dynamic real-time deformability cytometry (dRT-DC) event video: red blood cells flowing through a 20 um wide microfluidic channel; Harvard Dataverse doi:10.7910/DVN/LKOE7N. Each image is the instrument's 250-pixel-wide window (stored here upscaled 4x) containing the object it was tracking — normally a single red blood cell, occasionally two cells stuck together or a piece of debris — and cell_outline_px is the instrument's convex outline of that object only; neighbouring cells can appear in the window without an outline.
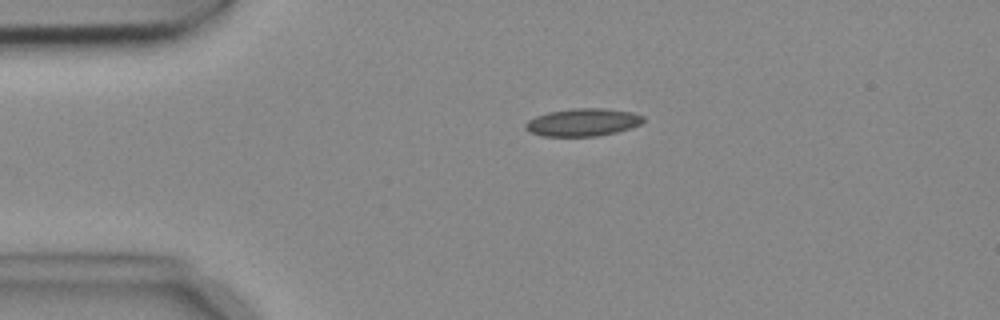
{"species": "common noctule bat (a hibernating species)", "species_latin": "Nyctalus noctula", "temperature_condition": "cold", "stored_images_in_passage": 4, "camera_frame_rate_fps": 3000, "um_per_image_px": 0.085, "animal": {"sex": "female", "body_mass_g": 18.4}, "frame": {"image": 1, "passage_image": 3, "time_ms": 0.667, "image_size_px": [1000, 320], "cell_outline_px": [[644, 120], [640, 124], [616, 132], [596, 136], [544, 136], [532, 132], [524, 128], [524, 124], [528, 120], [536, 116], [548, 112], [576, 108], [604, 108], [632, 112], [644, 116]], "centroid_in_image_um": [49.53, 10.39], "position_along_channel_um": 35.5, "area_um2": 18.84}}